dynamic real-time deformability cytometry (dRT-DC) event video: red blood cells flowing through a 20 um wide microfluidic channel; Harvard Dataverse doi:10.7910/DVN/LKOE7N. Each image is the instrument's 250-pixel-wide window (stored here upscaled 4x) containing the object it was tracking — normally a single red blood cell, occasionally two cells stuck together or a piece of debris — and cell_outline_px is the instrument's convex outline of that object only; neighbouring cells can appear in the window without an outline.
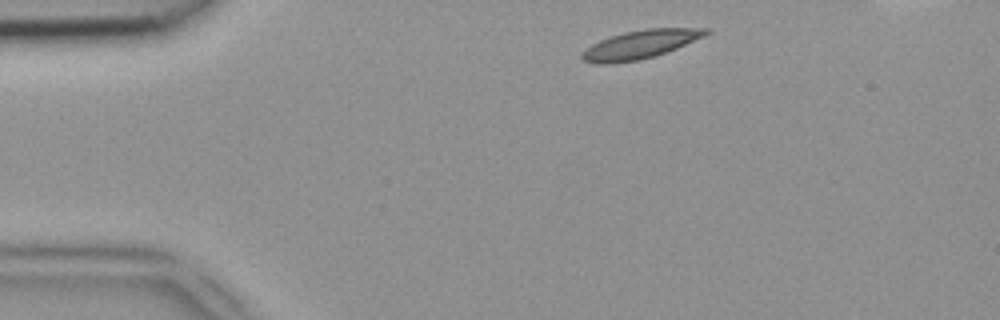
{"species": "common noctule bat (a hibernating species)", "species_latin": "Nyctalus noctula", "temperature_condition": "room temperature", "stored_images_in_passage": 39, "camera_frame_rate_fps": 3000, "um_per_image_px": 0.085, "animal": {"sex": "female", "body_mass_g": 18.4}, "frame": {"image": 1, "passage_image": 2, "time_ms": 0.333, "image_size_px": [1000, 320], "cell_outline_px": [[712, 32], [704, 36], [676, 48], [656, 56], [640, 60], [608, 64], [596, 64], [580, 60], [580, 52], [584, 48], [600, 40], [624, 32], [644, 28], [708, 28]], "centroid_in_image_um": [54.36, 3.79], "position_along_channel_um": 30.6, "area_um2": 20.81}}
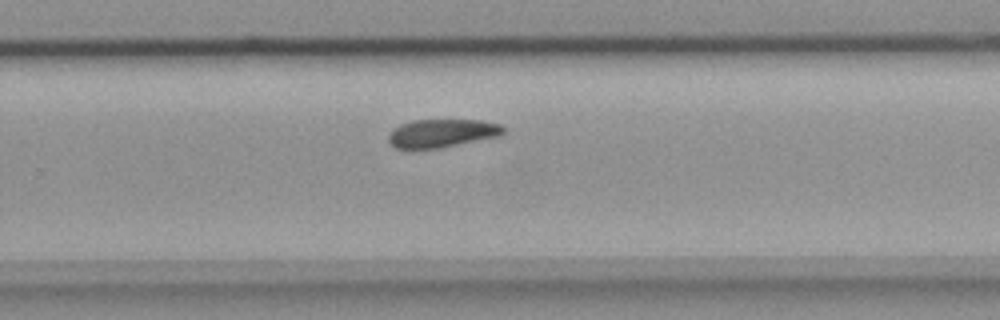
{"frame": {"image": 2, "passage_image": 25, "time_ms": 8.0, "image_size_px": [1000, 320], "cell_outline_px": [[504, 132], [500, 136], [440, 148], [396, 148], [388, 140], [388, 132], [392, 128], [400, 124], [412, 120], [480, 120], [500, 124], [504, 128]], "centroid_in_image_um": [37.55, 11.31], "position_along_channel_um": 292.3, "area_um2": 18.96}}
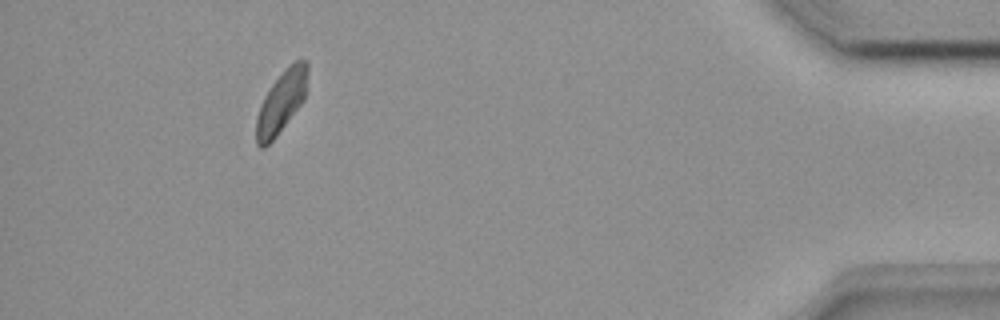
{"frame": {"image": 3, "passage_image": 38, "time_ms": 12.333, "image_size_px": [1000, 320], "cell_outline_px": [[308, 68], [304, 100], [276, 136], [264, 148], [260, 148], [256, 144], [256, 116], [260, 104], [264, 96], [272, 84], [288, 64], [300, 56], [308, 60]], "centroid_in_image_um": [23.92, 8.6], "position_along_channel_um": 411.3, "area_um2": 18.73}}